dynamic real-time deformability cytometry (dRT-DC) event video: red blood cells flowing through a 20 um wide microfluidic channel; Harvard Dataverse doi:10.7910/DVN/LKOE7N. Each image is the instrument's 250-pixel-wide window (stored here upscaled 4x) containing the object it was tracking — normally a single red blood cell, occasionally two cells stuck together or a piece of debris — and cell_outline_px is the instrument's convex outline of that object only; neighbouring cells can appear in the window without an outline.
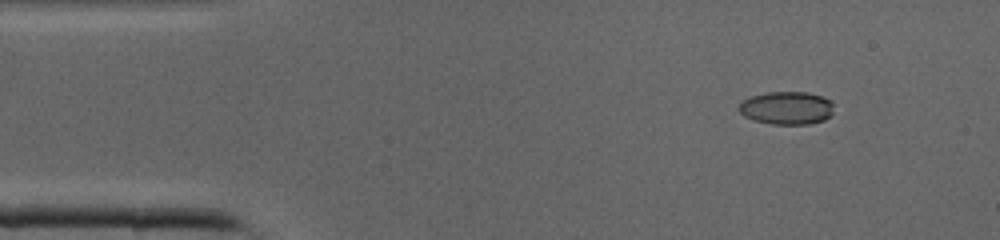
{"species": "common noctule bat (a hibernating species)", "species_latin": "Nyctalus noctula", "temperature_condition": "cold", "stored_images_in_passage": 7, "camera_frame_rate_fps": 3000, "um_per_image_px": 0.085, "animal": {"sex": "male", "body_mass_g": 19.0, "forearm_length_mm": 50.8}, "frame": {"image": 1, "passage_image": 5, "time_ms": 1.333, "image_size_px": [1000, 240], "cell_outline_px": [[832, 116], [824, 120], [808, 124], [772, 124], [752, 120], [744, 116], [736, 108], [748, 96], [768, 92], [808, 92], [832, 100]], "centroid_in_image_um": [66.85, 9.18], "position_along_channel_um": 18.2, "area_um2": 18.44}}